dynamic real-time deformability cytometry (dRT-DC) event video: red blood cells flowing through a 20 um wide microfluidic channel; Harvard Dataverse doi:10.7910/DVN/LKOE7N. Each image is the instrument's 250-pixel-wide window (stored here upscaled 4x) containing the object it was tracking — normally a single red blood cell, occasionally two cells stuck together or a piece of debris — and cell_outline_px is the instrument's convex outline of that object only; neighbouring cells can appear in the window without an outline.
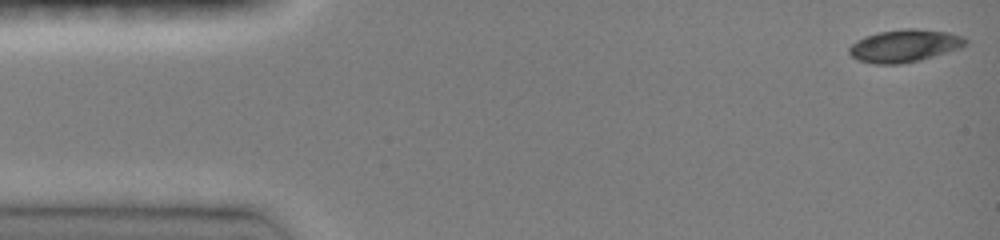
{"species": "common noctule bat (a hibernating species)", "species_latin": "Nyctalus noctula", "temperature_condition": "room temperature", "stored_images_in_passage": 9, "camera_frame_rate_fps": 3000, "um_per_image_px": 0.085, "animal": {"sex": "female", "body_mass_g": 19.0, "forearm_length_mm": 51.5}, "frame": {"image": 1, "passage_image": 1, "time_ms": 0.0, "image_size_px": [1000, 240], "cell_outline_px": [[968, 44], [960, 48], [920, 60], [900, 64], [872, 64], [856, 60], [848, 52], [848, 48], [856, 40], [864, 36], [880, 32], [908, 28], [916, 28], [948, 32], [964, 36], [968, 40]], "centroid_in_image_um": [76.88, 3.89], "position_along_channel_um": 8.1, "area_um2": 22.25}}
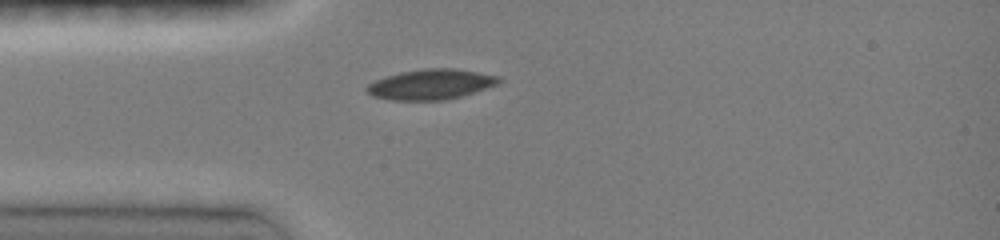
{"frame": {"image": 2, "passage_image": 8, "time_ms": 3.667, "image_size_px": [1000, 240], "cell_outline_px": [[504, 80], [500, 84], [460, 96], [444, 100], [392, 100], [372, 96], [364, 88], [368, 84], [376, 80], [400, 72], [424, 68], [452, 68], [500, 76]], "centroid_in_image_um": [36.65, 7.17], "position_along_channel_um": 48.3, "area_um2": 23.24}}